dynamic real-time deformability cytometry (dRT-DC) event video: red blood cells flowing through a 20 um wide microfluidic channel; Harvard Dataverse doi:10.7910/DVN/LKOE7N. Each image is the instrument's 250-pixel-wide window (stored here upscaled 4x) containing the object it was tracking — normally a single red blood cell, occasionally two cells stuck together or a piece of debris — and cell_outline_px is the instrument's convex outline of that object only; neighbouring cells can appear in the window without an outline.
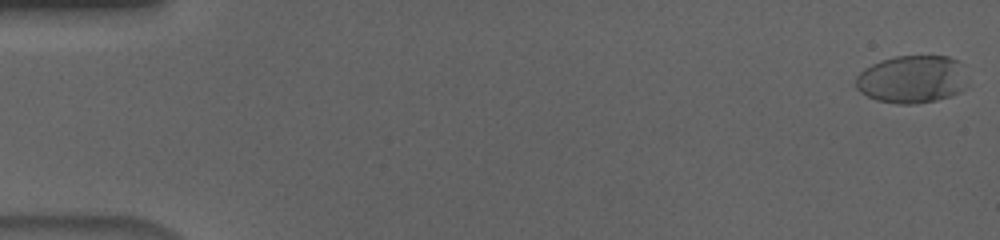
{"species": "human", "species_latin": "Homo sapiens", "temperature_condition": "cold", "stored_images_in_passage": 58, "camera_frame_rate_fps": 3000, "um_per_image_px": 0.085, "donor": {"sex": "male"}, "frame": {"image": 1, "passage_image": 2, "time_ms": 0.333, "image_size_px": [1000, 240], "cell_outline_px": [[968, 84], [960, 92], [936, 100], [916, 104], [900, 104], [876, 100], [860, 92], [856, 88], [856, 76], [864, 68], [880, 60], [896, 56], [948, 56], [956, 60]], "centroid_in_image_um": [77.48, 6.74], "position_along_channel_um": 7.5, "area_um2": 30.98}}
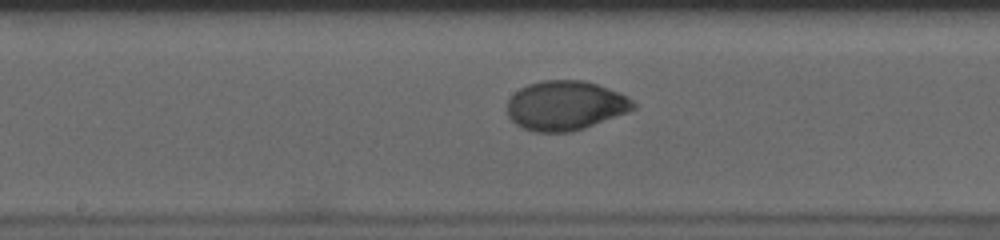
{"frame": {"image": 2, "passage_image": 31, "time_ms": 10.0, "image_size_px": [1000, 240], "cell_outline_px": [[636, 108], [628, 112], [584, 128], [568, 132], [532, 132], [516, 124], [508, 116], [508, 100], [520, 88], [528, 84], [540, 80], [584, 80], [620, 92], [628, 96], [636, 104]], "centroid_in_image_um": [48.07, 8.96], "position_along_channel_um": 200.1, "area_um2": 36.36}}
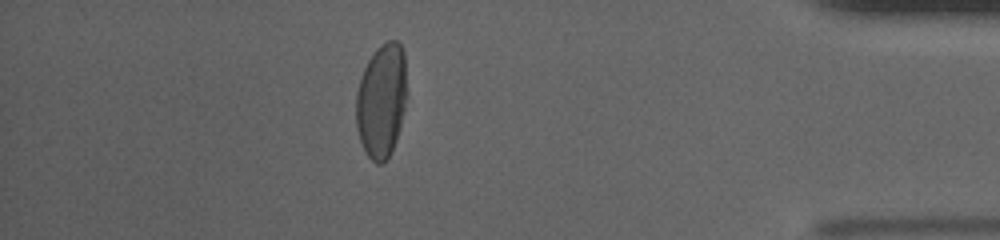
{"frame": {"image": 3, "passage_image": 51, "time_ms": 16.667, "image_size_px": [1000, 240], "cell_outline_px": [[408, 96], [400, 128], [396, 140], [388, 156], [380, 164], [376, 164], [368, 156], [360, 140], [356, 128], [356, 92], [364, 68], [368, 60], [376, 48], [380, 44], [388, 40], [396, 40], [400, 44], [404, 52], [408, 92]], "centroid_in_image_um": [32.45, 8.51], "position_along_channel_um": 402.7, "area_um2": 34.22}, "authors_computed_cell_mechanics": {"area_um2": 34.5933, "velocity_mm_per_s": 3.6479, "shape_relaxation_time_tau1_ms": 5.1467, "shape_relaxation_time_tau2_ms": null, "deformation_change_tau1": 0.197, "deformation_change_tau2": null}}